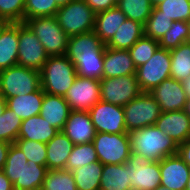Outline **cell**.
<instances>
[{"instance_id": "45", "label": "cell", "mask_w": 190, "mask_h": 190, "mask_svg": "<svg viewBox=\"0 0 190 190\" xmlns=\"http://www.w3.org/2000/svg\"><path fill=\"white\" fill-rule=\"evenodd\" d=\"M177 155L190 167V139L178 145Z\"/></svg>"}, {"instance_id": "15", "label": "cell", "mask_w": 190, "mask_h": 190, "mask_svg": "<svg viewBox=\"0 0 190 190\" xmlns=\"http://www.w3.org/2000/svg\"><path fill=\"white\" fill-rule=\"evenodd\" d=\"M160 185L170 190H185L190 167L177 155H171L159 161Z\"/></svg>"}, {"instance_id": "29", "label": "cell", "mask_w": 190, "mask_h": 190, "mask_svg": "<svg viewBox=\"0 0 190 190\" xmlns=\"http://www.w3.org/2000/svg\"><path fill=\"white\" fill-rule=\"evenodd\" d=\"M103 171L100 161L76 168L72 171L74 181L78 190H98Z\"/></svg>"}, {"instance_id": "46", "label": "cell", "mask_w": 190, "mask_h": 190, "mask_svg": "<svg viewBox=\"0 0 190 190\" xmlns=\"http://www.w3.org/2000/svg\"><path fill=\"white\" fill-rule=\"evenodd\" d=\"M10 145V143L0 140V170H2L5 165Z\"/></svg>"}, {"instance_id": "41", "label": "cell", "mask_w": 190, "mask_h": 190, "mask_svg": "<svg viewBox=\"0 0 190 190\" xmlns=\"http://www.w3.org/2000/svg\"><path fill=\"white\" fill-rule=\"evenodd\" d=\"M60 7L55 0H25L24 21L45 16H55Z\"/></svg>"}, {"instance_id": "1", "label": "cell", "mask_w": 190, "mask_h": 190, "mask_svg": "<svg viewBox=\"0 0 190 190\" xmlns=\"http://www.w3.org/2000/svg\"><path fill=\"white\" fill-rule=\"evenodd\" d=\"M129 136L131 152L142 155L149 161H161L177 154L178 144L154 125L133 130Z\"/></svg>"}, {"instance_id": "19", "label": "cell", "mask_w": 190, "mask_h": 190, "mask_svg": "<svg viewBox=\"0 0 190 190\" xmlns=\"http://www.w3.org/2000/svg\"><path fill=\"white\" fill-rule=\"evenodd\" d=\"M136 74L129 50L105 48L103 57V78H115Z\"/></svg>"}, {"instance_id": "53", "label": "cell", "mask_w": 190, "mask_h": 190, "mask_svg": "<svg viewBox=\"0 0 190 190\" xmlns=\"http://www.w3.org/2000/svg\"><path fill=\"white\" fill-rule=\"evenodd\" d=\"M153 7H156L158 4L162 3L164 0H150Z\"/></svg>"}, {"instance_id": "11", "label": "cell", "mask_w": 190, "mask_h": 190, "mask_svg": "<svg viewBox=\"0 0 190 190\" xmlns=\"http://www.w3.org/2000/svg\"><path fill=\"white\" fill-rule=\"evenodd\" d=\"M125 165L131 170L132 190H155L160 185L159 161H149L142 155L130 152Z\"/></svg>"}, {"instance_id": "47", "label": "cell", "mask_w": 190, "mask_h": 190, "mask_svg": "<svg viewBox=\"0 0 190 190\" xmlns=\"http://www.w3.org/2000/svg\"><path fill=\"white\" fill-rule=\"evenodd\" d=\"M0 190H14L13 184L2 170H0Z\"/></svg>"}, {"instance_id": "5", "label": "cell", "mask_w": 190, "mask_h": 190, "mask_svg": "<svg viewBox=\"0 0 190 190\" xmlns=\"http://www.w3.org/2000/svg\"><path fill=\"white\" fill-rule=\"evenodd\" d=\"M96 13L84 0H74L62 6L56 13V18L69 36L94 31Z\"/></svg>"}, {"instance_id": "21", "label": "cell", "mask_w": 190, "mask_h": 190, "mask_svg": "<svg viewBox=\"0 0 190 190\" xmlns=\"http://www.w3.org/2000/svg\"><path fill=\"white\" fill-rule=\"evenodd\" d=\"M60 131L54 128L40 115L22 121L18 139L31 140L47 144Z\"/></svg>"}, {"instance_id": "36", "label": "cell", "mask_w": 190, "mask_h": 190, "mask_svg": "<svg viewBox=\"0 0 190 190\" xmlns=\"http://www.w3.org/2000/svg\"><path fill=\"white\" fill-rule=\"evenodd\" d=\"M173 20L161 15V11L153 7L152 13L144 24V36L158 40L171 28Z\"/></svg>"}, {"instance_id": "37", "label": "cell", "mask_w": 190, "mask_h": 190, "mask_svg": "<svg viewBox=\"0 0 190 190\" xmlns=\"http://www.w3.org/2000/svg\"><path fill=\"white\" fill-rule=\"evenodd\" d=\"M159 47L158 40L143 36L130 49L135 67L145 64Z\"/></svg>"}, {"instance_id": "56", "label": "cell", "mask_w": 190, "mask_h": 190, "mask_svg": "<svg viewBox=\"0 0 190 190\" xmlns=\"http://www.w3.org/2000/svg\"><path fill=\"white\" fill-rule=\"evenodd\" d=\"M187 22L189 24V30H190V18H189V20ZM189 42H190V35H189Z\"/></svg>"}, {"instance_id": "50", "label": "cell", "mask_w": 190, "mask_h": 190, "mask_svg": "<svg viewBox=\"0 0 190 190\" xmlns=\"http://www.w3.org/2000/svg\"><path fill=\"white\" fill-rule=\"evenodd\" d=\"M6 107L5 99L0 95V116L2 115L3 109Z\"/></svg>"}, {"instance_id": "16", "label": "cell", "mask_w": 190, "mask_h": 190, "mask_svg": "<svg viewBox=\"0 0 190 190\" xmlns=\"http://www.w3.org/2000/svg\"><path fill=\"white\" fill-rule=\"evenodd\" d=\"M106 45L94 31L69 37L65 55L72 62L80 58L104 57Z\"/></svg>"}, {"instance_id": "32", "label": "cell", "mask_w": 190, "mask_h": 190, "mask_svg": "<svg viewBox=\"0 0 190 190\" xmlns=\"http://www.w3.org/2000/svg\"><path fill=\"white\" fill-rule=\"evenodd\" d=\"M189 24L185 21H173L171 28L159 39V47L167 50L177 48L180 44L189 42Z\"/></svg>"}, {"instance_id": "39", "label": "cell", "mask_w": 190, "mask_h": 190, "mask_svg": "<svg viewBox=\"0 0 190 190\" xmlns=\"http://www.w3.org/2000/svg\"><path fill=\"white\" fill-rule=\"evenodd\" d=\"M14 144L23 152L28 161L47 167L46 144L24 139H17Z\"/></svg>"}, {"instance_id": "27", "label": "cell", "mask_w": 190, "mask_h": 190, "mask_svg": "<svg viewBox=\"0 0 190 190\" xmlns=\"http://www.w3.org/2000/svg\"><path fill=\"white\" fill-rule=\"evenodd\" d=\"M131 170L125 164L103 165L100 180L101 190H132Z\"/></svg>"}, {"instance_id": "18", "label": "cell", "mask_w": 190, "mask_h": 190, "mask_svg": "<svg viewBox=\"0 0 190 190\" xmlns=\"http://www.w3.org/2000/svg\"><path fill=\"white\" fill-rule=\"evenodd\" d=\"M62 132L76 145L92 142L96 130L88 111H70Z\"/></svg>"}, {"instance_id": "3", "label": "cell", "mask_w": 190, "mask_h": 190, "mask_svg": "<svg viewBox=\"0 0 190 190\" xmlns=\"http://www.w3.org/2000/svg\"><path fill=\"white\" fill-rule=\"evenodd\" d=\"M24 23L39 38L48 56L65 55L69 36L59 25L56 16L35 17Z\"/></svg>"}, {"instance_id": "2", "label": "cell", "mask_w": 190, "mask_h": 190, "mask_svg": "<svg viewBox=\"0 0 190 190\" xmlns=\"http://www.w3.org/2000/svg\"><path fill=\"white\" fill-rule=\"evenodd\" d=\"M77 76L74 64L66 55L48 56L40 71L41 88L45 93L64 97Z\"/></svg>"}, {"instance_id": "35", "label": "cell", "mask_w": 190, "mask_h": 190, "mask_svg": "<svg viewBox=\"0 0 190 190\" xmlns=\"http://www.w3.org/2000/svg\"><path fill=\"white\" fill-rule=\"evenodd\" d=\"M22 121L15 112L5 107L0 116V140L14 143L18 139Z\"/></svg>"}, {"instance_id": "28", "label": "cell", "mask_w": 190, "mask_h": 190, "mask_svg": "<svg viewBox=\"0 0 190 190\" xmlns=\"http://www.w3.org/2000/svg\"><path fill=\"white\" fill-rule=\"evenodd\" d=\"M27 164L28 160L23 152L12 143L2 171L13 184L14 190H22V172Z\"/></svg>"}, {"instance_id": "42", "label": "cell", "mask_w": 190, "mask_h": 190, "mask_svg": "<svg viewBox=\"0 0 190 190\" xmlns=\"http://www.w3.org/2000/svg\"><path fill=\"white\" fill-rule=\"evenodd\" d=\"M47 171L46 166L28 161L22 172V190H36L42 187Z\"/></svg>"}, {"instance_id": "25", "label": "cell", "mask_w": 190, "mask_h": 190, "mask_svg": "<svg viewBox=\"0 0 190 190\" xmlns=\"http://www.w3.org/2000/svg\"><path fill=\"white\" fill-rule=\"evenodd\" d=\"M18 44V23H9L0 35V70L17 65Z\"/></svg>"}, {"instance_id": "12", "label": "cell", "mask_w": 190, "mask_h": 190, "mask_svg": "<svg viewBox=\"0 0 190 190\" xmlns=\"http://www.w3.org/2000/svg\"><path fill=\"white\" fill-rule=\"evenodd\" d=\"M88 112L96 132L127 133L122 106L99 100Z\"/></svg>"}, {"instance_id": "54", "label": "cell", "mask_w": 190, "mask_h": 190, "mask_svg": "<svg viewBox=\"0 0 190 190\" xmlns=\"http://www.w3.org/2000/svg\"><path fill=\"white\" fill-rule=\"evenodd\" d=\"M155 190H170L164 186L159 185Z\"/></svg>"}, {"instance_id": "44", "label": "cell", "mask_w": 190, "mask_h": 190, "mask_svg": "<svg viewBox=\"0 0 190 190\" xmlns=\"http://www.w3.org/2000/svg\"><path fill=\"white\" fill-rule=\"evenodd\" d=\"M90 8L97 14L117 6L113 0H84Z\"/></svg>"}, {"instance_id": "58", "label": "cell", "mask_w": 190, "mask_h": 190, "mask_svg": "<svg viewBox=\"0 0 190 190\" xmlns=\"http://www.w3.org/2000/svg\"><path fill=\"white\" fill-rule=\"evenodd\" d=\"M116 4L120 1V0H113Z\"/></svg>"}, {"instance_id": "30", "label": "cell", "mask_w": 190, "mask_h": 190, "mask_svg": "<svg viewBox=\"0 0 190 190\" xmlns=\"http://www.w3.org/2000/svg\"><path fill=\"white\" fill-rule=\"evenodd\" d=\"M170 78L183 82L190 77V42L170 50Z\"/></svg>"}, {"instance_id": "48", "label": "cell", "mask_w": 190, "mask_h": 190, "mask_svg": "<svg viewBox=\"0 0 190 190\" xmlns=\"http://www.w3.org/2000/svg\"><path fill=\"white\" fill-rule=\"evenodd\" d=\"M182 84H183L184 91L186 92L187 97L190 98V77L184 80Z\"/></svg>"}, {"instance_id": "43", "label": "cell", "mask_w": 190, "mask_h": 190, "mask_svg": "<svg viewBox=\"0 0 190 190\" xmlns=\"http://www.w3.org/2000/svg\"><path fill=\"white\" fill-rule=\"evenodd\" d=\"M25 0H0V17L10 23L24 22Z\"/></svg>"}, {"instance_id": "57", "label": "cell", "mask_w": 190, "mask_h": 190, "mask_svg": "<svg viewBox=\"0 0 190 190\" xmlns=\"http://www.w3.org/2000/svg\"><path fill=\"white\" fill-rule=\"evenodd\" d=\"M36 190H46V189H44V188L40 187V188H38V189H36Z\"/></svg>"}, {"instance_id": "7", "label": "cell", "mask_w": 190, "mask_h": 190, "mask_svg": "<svg viewBox=\"0 0 190 190\" xmlns=\"http://www.w3.org/2000/svg\"><path fill=\"white\" fill-rule=\"evenodd\" d=\"M98 160L103 164H125L129 160L131 146L129 133L109 134L96 132L92 141Z\"/></svg>"}, {"instance_id": "4", "label": "cell", "mask_w": 190, "mask_h": 190, "mask_svg": "<svg viewBox=\"0 0 190 190\" xmlns=\"http://www.w3.org/2000/svg\"><path fill=\"white\" fill-rule=\"evenodd\" d=\"M41 88L40 72L19 65L0 70V95L6 99Z\"/></svg>"}, {"instance_id": "51", "label": "cell", "mask_w": 190, "mask_h": 190, "mask_svg": "<svg viewBox=\"0 0 190 190\" xmlns=\"http://www.w3.org/2000/svg\"><path fill=\"white\" fill-rule=\"evenodd\" d=\"M55 1L59 7H62L74 0H55Z\"/></svg>"}, {"instance_id": "17", "label": "cell", "mask_w": 190, "mask_h": 190, "mask_svg": "<svg viewBox=\"0 0 190 190\" xmlns=\"http://www.w3.org/2000/svg\"><path fill=\"white\" fill-rule=\"evenodd\" d=\"M154 126L178 145L190 139V117L184 110L162 112Z\"/></svg>"}, {"instance_id": "55", "label": "cell", "mask_w": 190, "mask_h": 190, "mask_svg": "<svg viewBox=\"0 0 190 190\" xmlns=\"http://www.w3.org/2000/svg\"><path fill=\"white\" fill-rule=\"evenodd\" d=\"M185 190H190V175Z\"/></svg>"}, {"instance_id": "6", "label": "cell", "mask_w": 190, "mask_h": 190, "mask_svg": "<svg viewBox=\"0 0 190 190\" xmlns=\"http://www.w3.org/2000/svg\"><path fill=\"white\" fill-rule=\"evenodd\" d=\"M127 132L155 125L162 111L150 92H142L123 107Z\"/></svg>"}, {"instance_id": "33", "label": "cell", "mask_w": 190, "mask_h": 190, "mask_svg": "<svg viewBox=\"0 0 190 190\" xmlns=\"http://www.w3.org/2000/svg\"><path fill=\"white\" fill-rule=\"evenodd\" d=\"M98 157L92 142L76 144L68 157L65 170L73 171L76 168L97 162Z\"/></svg>"}, {"instance_id": "34", "label": "cell", "mask_w": 190, "mask_h": 190, "mask_svg": "<svg viewBox=\"0 0 190 190\" xmlns=\"http://www.w3.org/2000/svg\"><path fill=\"white\" fill-rule=\"evenodd\" d=\"M42 188L46 190H78L71 171L48 170Z\"/></svg>"}, {"instance_id": "10", "label": "cell", "mask_w": 190, "mask_h": 190, "mask_svg": "<svg viewBox=\"0 0 190 190\" xmlns=\"http://www.w3.org/2000/svg\"><path fill=\"white\" fill-rule=\"evenodd\" d=\"M18 59L17 65L41 71L48 55L39 38L24 23H18Z\"/></svg>"}, {"instance_id": "52", "label": "cell", "mask_w": 190, "mask_h": 190, "mask_svg": "<svg viewBox=\"0 0 190 190\" xmlns=\"http://www.w3.org/2000/svg\"><path fill=\"white\" fill-rule=\"evenodd\" d=\"M184 111L190 117V98H188L187 101H186V106H185Z\"/></svg>"}, {"instance_id": "31", "label": "cell", "mask_w": 190, "mask_h": 190, "mask_svg": "<svg viewBox=\"0 0 190 190\" xmlns=\"http://www.w3.org/2000/svg\"><path fill=\"white\" fill-rule=\"evenodd\" d=\"M117 7L126 15L127 19L145 24L152 13L150 0H120Z\"/></svg>"}, {"instance_id": "20", "label": "cell", "mask_w": 190, "mask_h": 190, "mask_svg": "<svg viewBox=\"0 0 190 190\" xmlns=\"http://www.w3.org/2000/svg\"><path fill=\"white\" fill-rule=\"evenodd\" d=\"M69 104L63 96L44 93L40 116L51 126L62 131L70 113Z\"/></svg>"}, {"instance_id": "24", "label": "cell", "mask_w": 190, "mask_h": 190, "mask_svg": "<svg viewBox=\"0 0 190 190\" xmlns=\"http://www.w3.org/2000/svg\"><path fill=\"white\" fill-rule=\"evenodd\" d=\"M126 19L117 6L99 12L95 15L94 32L106 44Z\"/></svg>"}, {"instance_id": "9", "label": "cell", "mask_w": 190, "mask_h": 190, "mask_svg": "<svg viewBox=\"0 0 190 190\" xmlns=\"http://www.w3.org/2000/svg\"><path fill=\"white\" fill-rule=\"evenodd\" d=\"M141 93L136 74L100 80V97L107 103L124 107Z\"/></svg>"}, {"instance_id": "49", "label": "cell", "mask_w": 190, "mask_h": 190, "mask_svg": "<svg viewBox=\"0 0 190 190\" xmlns=\"http://www.w3.org/2000/svg\"><path fill=\"white\" fill-rule=\"evenodd\" d=\"M10 22L7 21L5 18L0 17V35L2 33V31L4 30V28L9 24Z\"/></svg>"}, {"instance_id": "26", "label": "cell", "mask_w": 190, "mask_h": 190, "mask_svg": "<svg viewBox=\"0 0 190 190\" xmlns=\"http://www.w3.org/2000/svg\"><path fill=\"white\" fill-rule=\"evenodd\" d=\"M143 36L144 25L126 19L105 45L108 48L129 50Z\"/></svg>"}, {"instance_id": "14", "label": "cell", "mask_w": 190, "mask_h": 190, "mask_svg": "<svg viewBox=\"0 0 190 190\" xmlns=\"http://www.w3.org/2000/svg\"><path fill=\"white\" fill-rule=\"evenodd\" d=\"M162 112L184 110L188 99L182 82L173 78L164 80L150 91Z\"/></svg>"}, {"instance_id": "22", "label": "cell", "mask_w": 190, "mask_h": 190, "mask_svg": "<svg viewBox=\"0 0 190 190\" xmlns=\"http://www.w3.org/2000/svg\"><path fill=\"white\" fill-rule=\"evenodd\" d=\"M74 143L62 132L57 133L47 144V170L65 169Z\"/></svg>"}, {"instance_id": "13", "label": "cell", "mask_w": 190, "mask_h": 190, "mask_svg": "<svg viewBox=\"0 0 190 190\" xmlns=\"http://www.w3.org/2000/svg\"><path fill=\"white\" fill-rule=\"evenodd\" d=\"M64 98L71 111H89L101 100L100 81L77 76Z\"/></svg>"}, {"instance_id": "38", "label": "cell", "mask_w": 190, "mask_h": 190, "mask_svg": "<svg viewBox=\"0 0 190 190\" xmlns=\"http://www.w3.org/2000/svg\"><path fill=\"white\" fill-rule=\"evenodd\" d=\"M156 8L173 21L187 22L190 18V0H164Z\"/></svg>"}, {"instance_id": "40", "label": "cell", "mask_w": 190, "mask_h": 190, "mask_svg": "<svg viewBox=\"0 0 190 190\" xmlns=\"http://www.w3.org/2000/svg\"><path fill=\"white\" fill-rule=\"evenodd\" d=\"M80 77L101 80L103 78V57L76 58L72 62Z\"/></svg>"}, {"instance_id": "23", "label": "cell", "mask_w": 190, "mask_h": 190, "mask_svg": "<svg viewBox=\"0 0 190 190\" xmlns=\"http://www.w3.org/2000/svg\"><path fill=\"white\" fill-rule=\"evenodd\" d=\"M44 93L42 88H40L38 91L29 94L6 98V107L15 112L22 120L39 115Z\"/></svg>"}, {"instance_id": "8", "label": "cell", "mask_w": 190, "mask_h": 190, "mask_svg": "<svg viewBox=\"0 0 190 190\" xmlns=\"http://www.w3.org/2000/svg\"><path fill=\"white\" fill-rule=\"evenodd\" d=\"M170 50L158 47L153 56L143 65L136 68V77L142 92L153 88L170 78Z\"/></svg>"}]
</instances>
